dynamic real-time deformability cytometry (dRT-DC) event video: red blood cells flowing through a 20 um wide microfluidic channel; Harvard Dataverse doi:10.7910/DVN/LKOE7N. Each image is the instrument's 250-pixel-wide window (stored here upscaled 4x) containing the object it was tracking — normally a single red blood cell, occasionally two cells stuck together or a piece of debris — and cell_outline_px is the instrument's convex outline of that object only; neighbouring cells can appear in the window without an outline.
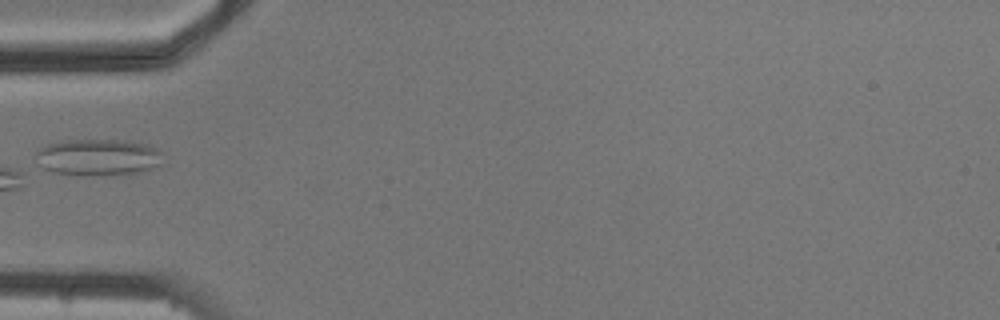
{"species": "common noctule bat (a hibernating species)", "species_latin": "Nyctalus noctula", "temperature_condition": "cold", "stored_images_in_passage": 5, "camera_frame_rate_fps": 3000, "um_per_image_px": 0.085, "animal": {"sex": "male", "body_mass_g": 20.5, "forearm_length_mm": 52.5}, "frame": {"image": 1, "passage_image": 4, "time_ms": 5.0, "image_size_px": [1000, 320], "cell_outline_px": [[160, 164], [152, 168], [136, 172], [92, 176], [80, 176], [52, 172], [36, 164], [36, 152], [44, 144], [60, 140], [124, 140], [148, 144], [160, 148]], "centroid_in_image_um": [8.27, 13.36], "position_along_channel_um": 76.7, "area_um2": 27.46}}